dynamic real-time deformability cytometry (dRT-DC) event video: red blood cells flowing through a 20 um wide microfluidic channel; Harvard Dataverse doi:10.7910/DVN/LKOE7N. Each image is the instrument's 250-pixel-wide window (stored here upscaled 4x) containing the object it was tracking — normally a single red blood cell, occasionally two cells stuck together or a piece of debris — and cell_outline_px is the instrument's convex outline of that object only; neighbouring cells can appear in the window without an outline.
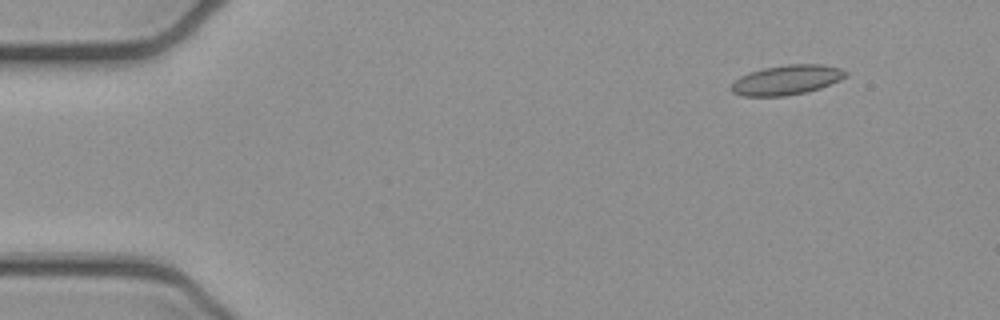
{"species": "common noctule bat (a hibernating species)", "species_latin": "Nyctalus noctula", "temperature_condition": "cold", "stored_images_in_passage": 7, "camera_frame_rate_fps": 3000, "um_per_image_px": 0.085, "animal": {"sex": "female", "body_mass_g": 21.9}, "frame": {"image": 1, "passage_image": 1, "time_ms": 0.0, "image_size_px": [1000, 320], "cell_outline_px": [[848, 72], [840, 80], [820, 88], [808, 92], [784, 96], [744, 96], [732, 92], [732, 84], [740, 76], [748, 72], [764, 68], [788, 64], [820, 64], [840, 68]], "centroid_in_image_um": [66.87, 6.79], "position_along_channel_um": 18.1, "area_um2": 19.71}}
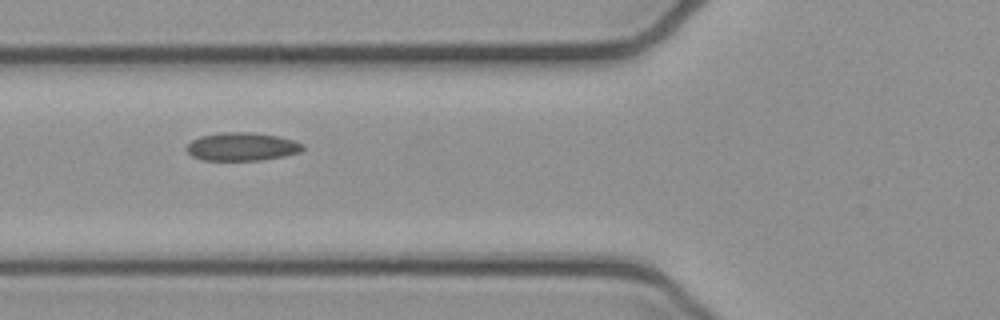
{"frame": {"image": 2, "passage_image": 5, "time_ms": 1.333, "image_size_px": [1000, 320], "cell_outline_px": [[304, 148], [300, 152], [284, 156], [260, 160], [204, 160], [192, 156], [184, 148], [192, 140], [200, 136], [220, 132], [252, 132], [280, 136], [304, 144]], "centroid_in_image_um": [20.56, 12.46], "position_along_channel_um": 105.2, "area_um2": 19.19}}
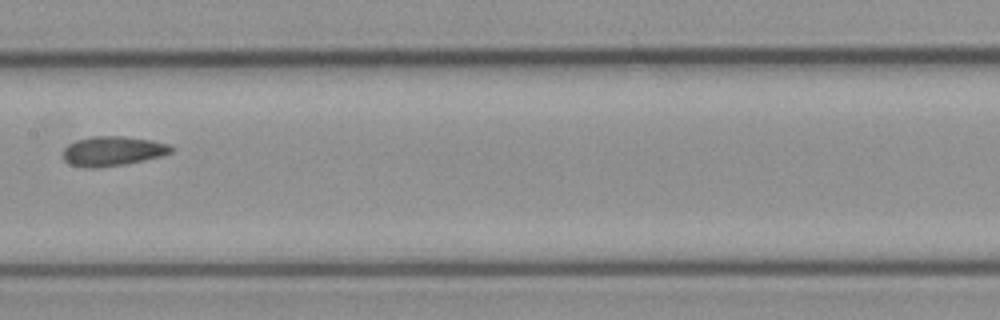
{"frame": {"image": 3, "passage_image": 7, "time_ms": 2.0, "image_size_px": [1000, 320], "cell_outline_px": [[172, 152], [160, 156], [144, 160], [124, 164], [96, 168], [84, 168], [72, 164], [64, 160], [64, 148], [68, 144], [76, 140], [88, 136], [124, 136], [152, 140], [168, 144], [172, 148]], "centroid_in_image_um": [9.55, 12.83], "position_along_channel_um": 197.8, "area_um2": 18.61}}